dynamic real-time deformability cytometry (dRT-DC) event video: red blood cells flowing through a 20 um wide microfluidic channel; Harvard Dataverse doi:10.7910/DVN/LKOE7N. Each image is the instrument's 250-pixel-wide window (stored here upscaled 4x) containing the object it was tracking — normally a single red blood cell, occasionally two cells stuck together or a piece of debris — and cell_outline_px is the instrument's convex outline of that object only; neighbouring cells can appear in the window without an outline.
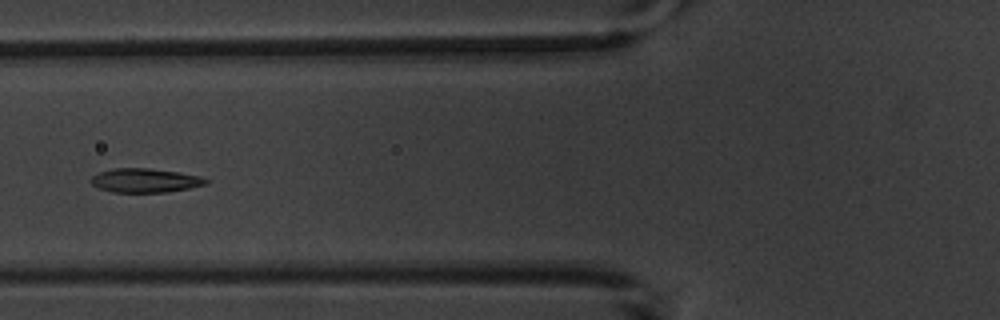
{"species": "common noctule bat (a hibernating species)", "species_latin": "Nyctalus noctula", "temperature_condition": "warm", "stored_images_in_passage": 5, "camera_frame_rate_fps": 3000, "um_per_image_px": 0.085, "animal": {"sex": "male", "body_mass_g": 20.1, "forearm_length_mm": 53.5}, "frame": {"image": 1, "passage_image": 5, "time_ms": 5.667, "image_size_px": [1000, 320], "cell_outline_px": [[212, 180], [208, 184], [168, 192], [112, 192], [100, 188], [92, 184], [88, 180], [92, 176], [100, 172], [112, 168], [148, 168], [180, 172], [200, 176]], "centroid_in_image_um": [12.36, 15.33], "position_along_channel_um": 113.4, "area_um2": 16.24}}